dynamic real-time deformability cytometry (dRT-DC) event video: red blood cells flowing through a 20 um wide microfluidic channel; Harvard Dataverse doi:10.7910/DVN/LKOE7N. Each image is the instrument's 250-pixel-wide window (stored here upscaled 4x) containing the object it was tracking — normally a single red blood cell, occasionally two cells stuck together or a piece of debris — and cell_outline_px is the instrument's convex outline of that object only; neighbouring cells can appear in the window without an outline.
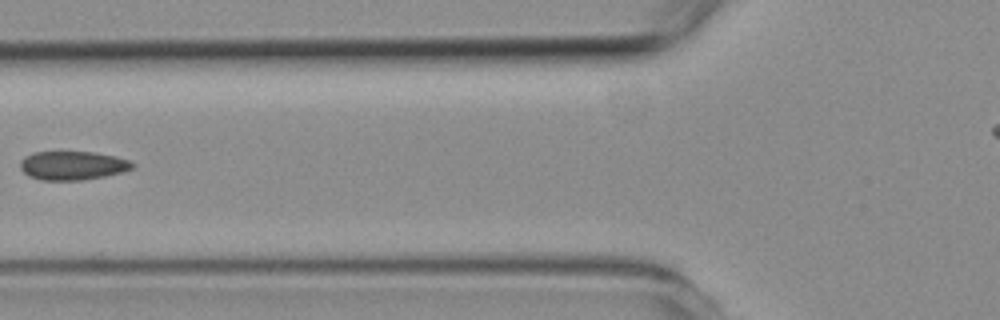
{"species": "common noctule bat (a hibernating species)", "species_latin": "Nyctalus noctula", "temperature_condition": "room temperature", "stored_images_in_passage": 6, "camera_frame_rate_fps": 3000, "um_per_image_px": 0.085, "animal": {"sex": "female", "body_mass_g": 19.3, "forearm_length_mm": 54.1}, "frame": {"image": 1, "passage_image": 6, "time_ms": 5.667, "image_size_px": [1000, 320], "cell_outline_px": [[136, 164], [132, 168], [120, 172], [104, 176], [80, 180], [40, 180], [28, 176], [20, 168], [20, 160], [24, 156], [32, 152], [92, 152], [116, 156], [128, 160]], "centroid_in_image_um": [6.13, 14.06], "position_along_channel_um": 119.7, "area_um2": 18.79}}